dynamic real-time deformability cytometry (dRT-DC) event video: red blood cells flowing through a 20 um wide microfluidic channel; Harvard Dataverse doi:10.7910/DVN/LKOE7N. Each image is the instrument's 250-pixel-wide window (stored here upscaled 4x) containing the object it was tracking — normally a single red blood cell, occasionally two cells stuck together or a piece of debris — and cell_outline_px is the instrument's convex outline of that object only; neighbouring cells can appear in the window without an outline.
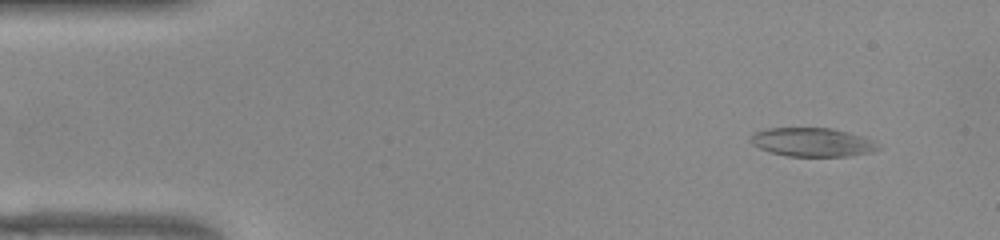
{"species": "common noctule bat (a hibernating species)", "species_latin": "Nyctalus noctula", "temperature_condition": "warm", "stored_images_in_passage": 52, "camera_frame_rate_fps": 3000, "um_per_image_px": 0.085, "animal": {"sex": "female", "body_mass_g": 22.0, "forearm_length_mm": 56.7}, "frame": {"image": 1, "passage_image": 5, "time_ms": 1.333, "image_size_px": [1000, 240], "cell_outline_px": [[880, 148], [872, 152], [848, 156], [788, 156], [772, 152], [760, 148], [752, 144], [752, 132], [764, 128], [832, 128], [864, 136], [872, 140]], "centroid_in_image_um": [69.05, 12.08], "position_along_channel_um": 16.0, "area_um2": 21.27}}
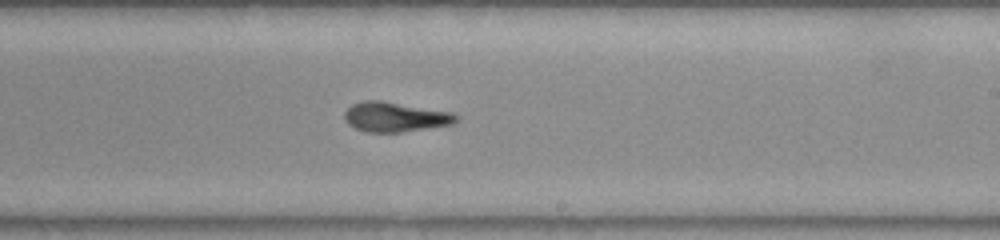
{"frame": {"image": 2, "passage_image": 31, "time_ms": 10.0, "image_size_px": [1000, 240], "cell_outline_px": [[460, 120], [456, 124], [404, 132], [364, 132], [348, 124], [344, 120], [344, 112], [352, 104], [364, 100], [384, 100], [452, 112], [460, 116]], "centroid_in_image_um": [33.64, 9.94], "position_along_channel_um": 255.4, "area_um2": 19.88}}
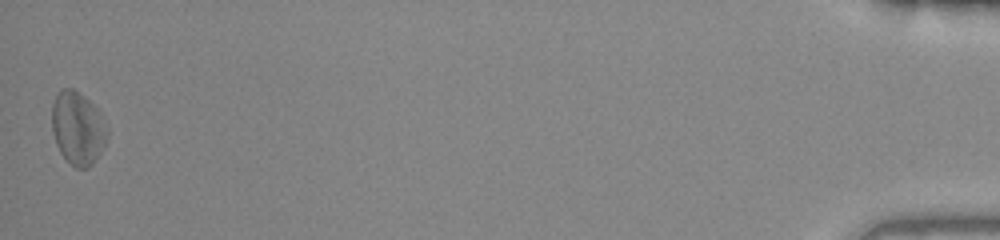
{"frame": {"image": 3, "passage_image": 52, "time_ms": 17.0, "image_size_px": [1000, 240], "cell_outline_px": [[108, 136], [104, 148], [92, 164], [88, 168], [76, 168], [60, 152], [56, 144], [52, 132], [52, 104], [56, 92], [60, 88], [72, 88], [84, 96], [96, 108], [108, 128]], "centroid_in_image_um": [6.6, 10.88], "position_along_channel_um": 428.6, "area_um2": 23.64}, "authors_computed_cell_mechanics": {"area_um2": 20.519, "velocity_mm_per_s": 3.8958, "shape_relaxation_time_tau1_ms": null, "shape_relaxation_time_tau2_ms": 6.1509, "deformation_change_tau1": null, "deformation_change_tau2": 0.18}}